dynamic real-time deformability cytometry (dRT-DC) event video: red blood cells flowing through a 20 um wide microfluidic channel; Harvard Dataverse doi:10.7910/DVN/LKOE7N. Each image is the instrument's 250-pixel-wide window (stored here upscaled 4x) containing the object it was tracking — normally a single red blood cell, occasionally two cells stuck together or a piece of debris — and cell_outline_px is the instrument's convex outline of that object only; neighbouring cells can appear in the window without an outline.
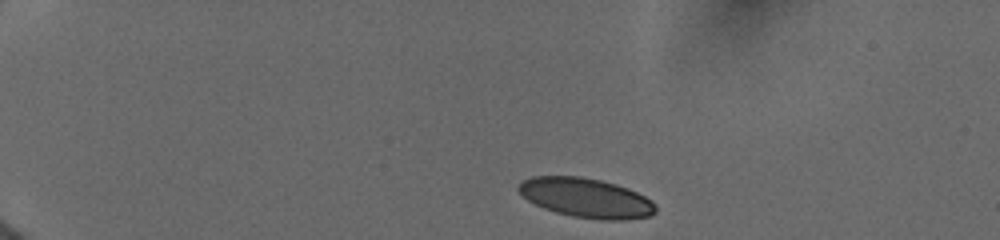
{"species": "human", "species_latin": "Homo sapiens", "temperature_condition": "cold", "stored_images_in_passage": 4, "camera_frame_rate_fps": 3000, "um_per_image_px": 0.085, "donor": {"sex": "female"}, "frame": {"image": 1, "passage_image": 1, "time_ms": 0.0, "image_size_px": [1000, 240], "cell_outline_px": [[656, 212], [648, 216], [624, 220], [600, 220], [572, 216], [556, 212], [544, 208], [528, 200], [516, 188], [524, 180], [532, 176], [580, 176], [600, 180], [616, 184], [628, 188], [652, 200], [656, 208]], "centroid_in_image_um": [49.83, 16.82], "position_along_channel_um": 35.2, "area_um2": 31.39}}
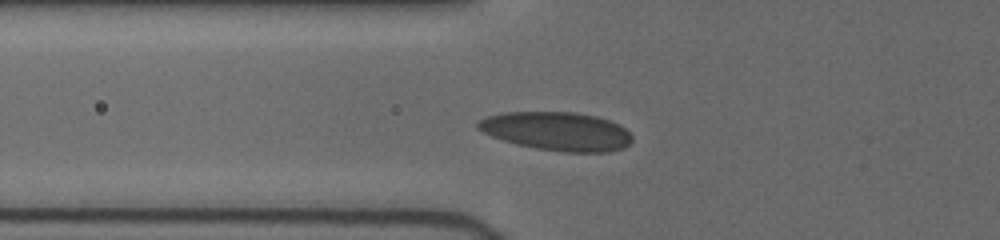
{"frame": {"image": 2, "passage_image": 4, "time_ms": 3.333, "image_size_px": [1000, 240], "cell_outline_px": [[632, 140], [624, 148], [608, 152], [560, 152], [536, 148], [516, 144], [492, 136], [476, 128], [476, 120], [484, 116], [504, 112], [576, 112], [596, 116], [608, 120], [624, 128], [632, 136]], "centroid_in_image_um": [47.3, 11.15], "position_along_channel_um": 78.5, "area_um2": 34.8}}